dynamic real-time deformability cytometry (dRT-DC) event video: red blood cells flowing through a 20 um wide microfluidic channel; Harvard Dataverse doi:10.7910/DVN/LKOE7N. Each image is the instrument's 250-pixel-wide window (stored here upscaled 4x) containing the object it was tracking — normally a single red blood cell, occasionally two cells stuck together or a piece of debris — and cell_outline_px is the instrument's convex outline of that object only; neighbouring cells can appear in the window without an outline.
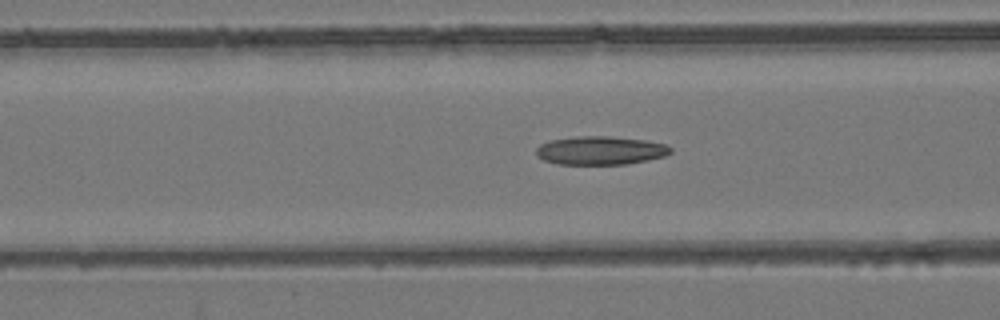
{"species": "common noctule bat (a hibernating species)", "species_latin": "Nyctalus noctula", "temperature_condition": "room temperature", "stored_images_in_passage": 54, "camera_frame_rate_fps": 3000, "um_per_image_px": 0.085, "animal": {"sex": "female", "body_mass_g": 24.6, "forearm_length_mm": 56.2}, "frame": {"image": 1, "passage_image": 22, "time_ms": 7.0, "image_size_px": [1000, 320], "cell_outline_px": [[672, 152], [664, 156], [648, 160], [628, 164], [556, 164], [544, 160], [536, 156], [536, 148], [540, 144], [548, 140], [576, 136], [608, 136], [644, 140], [668, 144], [672, 148]], "centroid_in_image_um": [51.03, 12.79], "position_along_channel_um": 115.6, "area_um2": 22.54}}
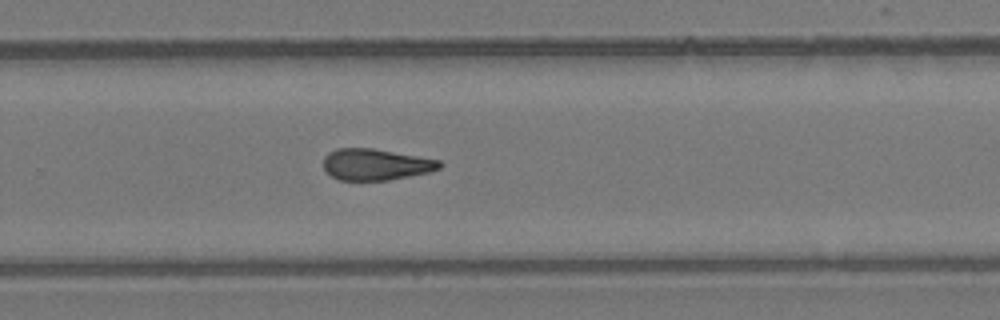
{"frame": {"image": 2, "passage_image": 36, "time_ms": 11.667, "image_size_px": [1000, 320], "cell_outline_px": [[444, 164], [440, 168], [428, 172], [388, 180], [340, 180], [332, 176], [324, 168], [324, 156], [328, 152], [336, 148], [372, 148], [440, 160]], "centroid_in_image_um": [31.93, 13.97], "position_along_channel_um": 297.9, "area_um2": 21.1}}
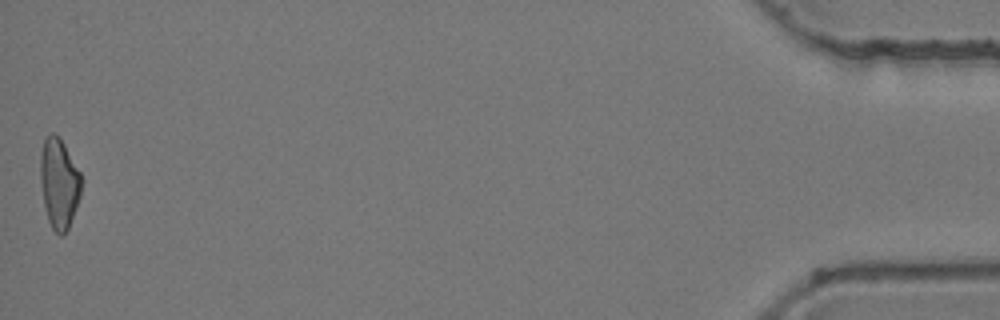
{"frame": {"image": 3, "passage_image": 54, "time_ms": 17.667, "image_size_px": [1000, 320], "cell_outline_px": [[84, 180], [80, 196], [76, 208], [68, 228], [64, 236], [60, 236], [52, 228], [48, 220], [44, 204], [40, 180], [40, 152], [44, 140], [52, 132], [60, 136], [80, 172]], "centroid_in_image_um": [5.04, 15.57], "position_along_channel_um": 430.2, "area_um2": 21.79}, "authors_computed_cell_mechanics": {"area_um2": 21.7328, "velocity_mm_per_s": 3.9123, "shape_relaxation_time_tau1_ms": null, "shape_relaxation_time_tau2_ms": 5.5655, "deformation_change_tau1": null, "deformation_change_tau2": 0.1748}}